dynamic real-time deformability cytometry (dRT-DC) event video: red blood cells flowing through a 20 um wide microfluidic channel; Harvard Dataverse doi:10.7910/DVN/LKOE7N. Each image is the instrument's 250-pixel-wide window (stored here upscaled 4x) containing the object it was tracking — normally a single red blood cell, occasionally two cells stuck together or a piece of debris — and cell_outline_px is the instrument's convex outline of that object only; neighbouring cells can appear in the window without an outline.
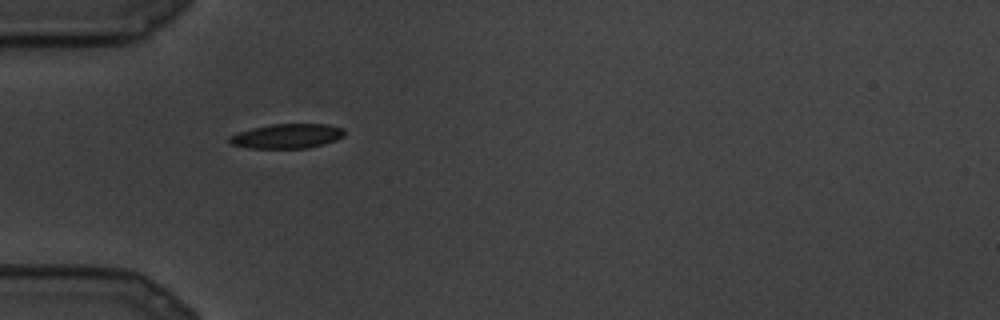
{"species": "common noctule bat (a hibernating species)", "species_latin": "Nyctalus noctula", "temperature_condition": "cold", "stored_images_in_passage": 3, "camera_frame_rate_fps": 3000, "um_per_image_px": 0.085, "animal": {"sex": "male", "body_mass_g": 19.5, "forearm_length_mm": 54.6}, "frame": {"image": 1, "passage_image": 1, "time_ms": 0.0, "image_size_px": [1000, 320], "cell_outline_px": [[344, 136], [336, 140], [324, 144], [308, 148], [248, 148], [232, 144], [228, 140], [228, 136], [236, 132], [252, 128], [272, 124], [328, 124], [344, 128]], "centroid_in_image_um": [24.39, 11.56], "position_along_channel_um": 60.6, "area_um2": 16.59}}
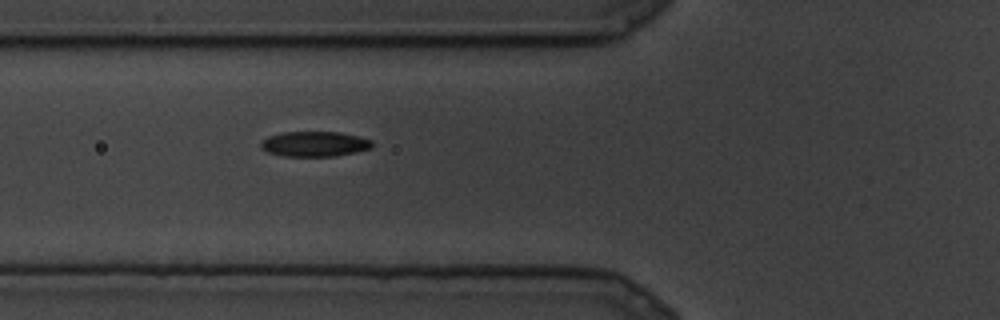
{"frame": {"image": 2, "passage_image": 3, "time_ms": 0.667, "image_size_px": [1000, 320], "cell_outline_px": [[372, 148], [356, 152], [332, 156], [284, 156], [268, 152], [260, 148], [260, 144], [268, 136], [280, 132], [340, 132], [360, 136], [372, 140]], "centroid_in_image_um": [26.75, 12.23], "position_along_channel_um": 99.1, "area_um2": 16.36}}